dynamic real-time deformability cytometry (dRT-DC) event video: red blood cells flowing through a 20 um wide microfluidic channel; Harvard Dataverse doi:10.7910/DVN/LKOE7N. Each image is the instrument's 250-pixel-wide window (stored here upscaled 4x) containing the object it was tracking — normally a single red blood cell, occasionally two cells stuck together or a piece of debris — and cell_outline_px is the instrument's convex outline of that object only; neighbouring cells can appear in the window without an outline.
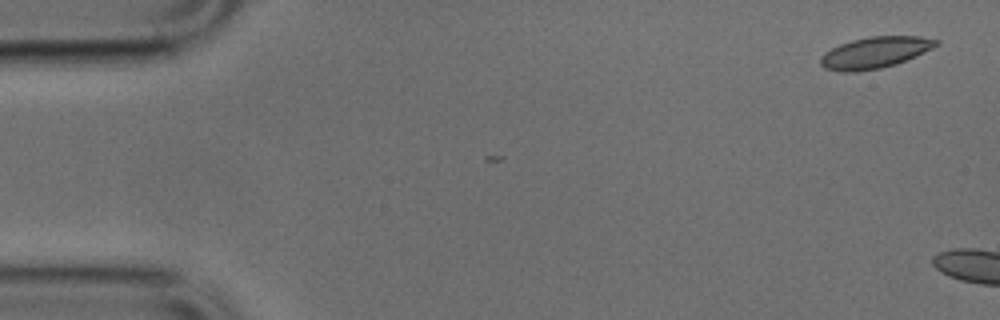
{"species": "common noctule bat (a hibernating species)", "species_latin": "Nyctalus noctula", "temperature_condition": "cold", "stored_images_in_passage": 5, "camera_frame_rate_fps": 3000, "um_per_image_px": 0.085, "animal": {"sex": "male", "body_mass_g": 17.9, "forearm_length_mm": 54.2}, "frame": {"image": 1, "passage_image": 2, "time_ms": 0.333, "image_size_px": [1000, 320], "cell_outline_px": [[940, 44], [916, 56], [896, 64], [880, 68], [856, 72], [840, 72], [824, 68], [820, 64], [820, 56], [832, 48], [840, 44], [852, 40], [868, 36], [920, 36], [940, 40]], "centroid_in_image_um": [74.37, 4.47], "position_along_channel_um": 10.6, "area_um2": 21.21}}